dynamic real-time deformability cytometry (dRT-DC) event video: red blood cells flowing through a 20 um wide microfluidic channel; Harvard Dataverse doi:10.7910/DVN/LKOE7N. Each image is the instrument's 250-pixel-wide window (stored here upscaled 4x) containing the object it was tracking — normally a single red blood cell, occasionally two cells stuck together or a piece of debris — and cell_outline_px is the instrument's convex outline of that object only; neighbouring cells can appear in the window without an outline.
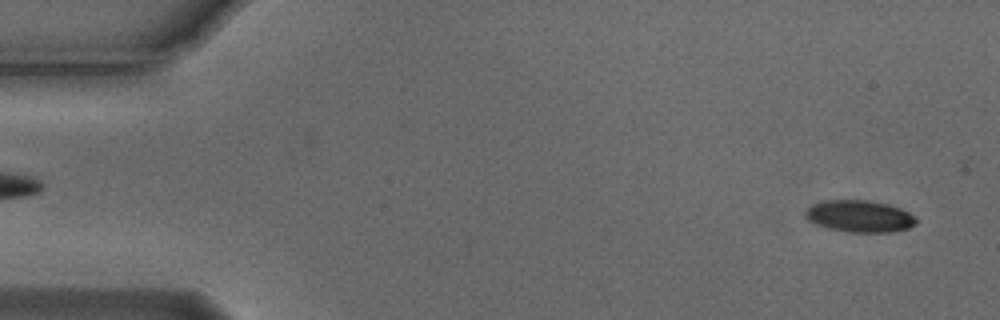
{"species": "Egyptian fruit bat (a non-hibernating species)", "species_latin": "Rousettus aegyptiacus", "temperature_condition": "cold", "stored_images_in_passage": 5, "segment_of_instrument_passage": [2, 2], "camera_frame_rate_fps": 3000, "um_per_image_px": 0.085, "animal": {"sex": "male"}, "frame": {"image": 1, "passage_image": 5, "time_ms": 1.333, "image_size_px": [1000, 320], "cell_outline_px": [[916, 224], [908, 228], [888, 232], [852, 232], [828, 228], [816, 224], [808, 220], [804, 216], [804, 212], [812, 204], [824, 200], [872, 200], [888, 204], [900, 208], [916, 216]], "centroid_in_image_um": [73.05, 18.36], "position_along_channel_um": 11.9, "area_um2": 20.63}}